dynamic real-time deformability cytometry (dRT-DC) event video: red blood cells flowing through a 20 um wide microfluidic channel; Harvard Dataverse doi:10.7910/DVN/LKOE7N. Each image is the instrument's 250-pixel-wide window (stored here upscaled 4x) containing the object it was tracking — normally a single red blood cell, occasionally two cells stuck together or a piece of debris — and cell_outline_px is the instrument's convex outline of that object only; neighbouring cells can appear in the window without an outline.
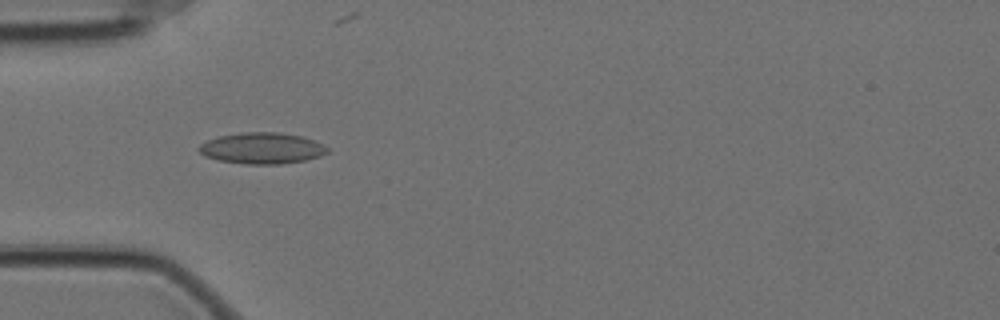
{"species": "Egyptian fruit bat (a non-hibernating species)", "species_latin": "Rousettus aegyptiacus", "temperature_condition": "cold", "stored_images_in_passage": 49, "camera_frame_rate_fps": 3000, "um_per_image_px": 0.085, "animal": {"sex": "female"}, "frame": {"image": 1, "passage_image": 9, "time_ms": 2.667, "image_size_px": [1000, 320], "cell_outline_px": [[328, 152], [320, 156], [304, 160], [280, 164], [244, 164], [216, 160], [204, 156], [196, 148], [200, 144], [208, 140], [220, 136], [240, 132], [280, 132], [304, 136], [316, 140], [324, 144], [328, 148]], "centroid_in_image_um": [22.27, 12.59], "position_along_channel_um": 62.7, "area_um2": 23.64}}
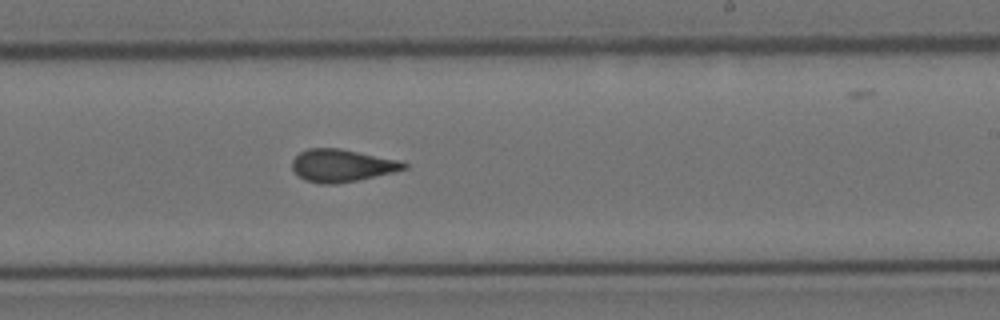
{"frame": {"image": 2, "passage_image": 26, "time_ms": 8.333, "image_size_px": [1000, 320], "cell_outline_px": [[408, 168], [392, 172], [356, 180], [336, 184], [320, 184], [304, 180], [292, 168], [292, 160], [300, 152], [308, 148], [340, 148], [400, 160], [408, 164]], "centroid_in_image_um": [29.05, 14.06], "position_along_channel_um": 259.9, "area_um2": 21.1}}
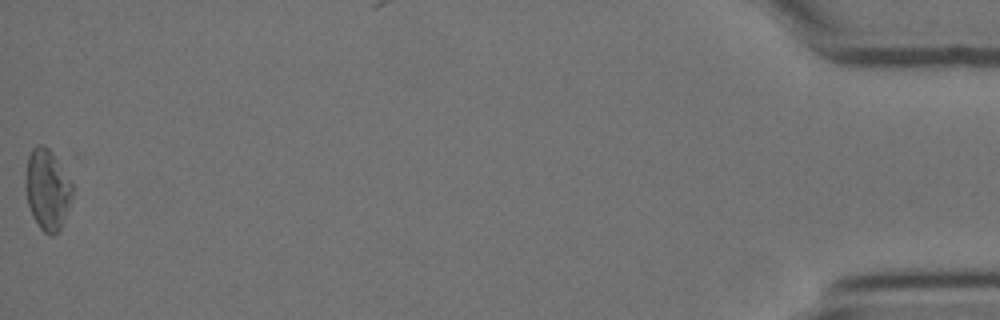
{"frame": {"image": 3, "passage_image": 49, "time_ms": 16.0, "image_size_px": [1000, 320], "cell_outline_px": [[72, 196], [60, 232], [52, 236], [48, 236], [40, 228], [32, 216], [28, 204], [24, 188], [24, 172], [28, 156], [32, 148], [36, 144], [44, 144], [48, 148], [72, 184]], "centroid_in_image_um": [3.97, 16.14], "position_along_channel_um": 431.2, "area_um2": 22.2}, "authors_computed_cell_mechanics": {"area_um2": 21.4438, "velocity_mm_per_s": 3.5036, "shape_relaxation_time_tau1_ms": null, "shape_relaxation_time_tau2_ms": 1.6475, "deformation_change_tau1": null, "deformation_change_tau2": 0.0752}}